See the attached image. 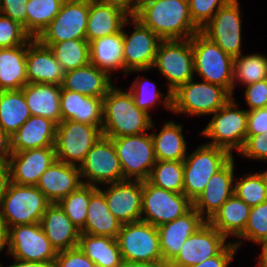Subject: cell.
Wrapping results in <instances>:
<instances>
[{"label": "cell", "instance_id": "cell-1", "mask_svg": "<svg viewBox=\"0 0 267 267\" xmlns=\"http://www.w3.org/2000/svg\"><path fill=\"white\" fill-rule=\"evenodd\" d=\"M132 15L162 40L188 39L201 30L192 21L188 0H154Z\"/></svg>", "mask_w": 267, "mask_h": 267}, {"label": "cell", "instance_id": "cell-2", "mask_svg": "<svg viewBox=\"0 0 267 267\" xmlns=\"http://www.w3.org/2000/svg\"><path fill=\"white\" fill-rule=\"evenodd\" d=\"M155 127L151 115L139 109L130 91L113 85L103 97L102 134L109 139L139 135Z\"/></svg>", "mask_w": 267, "mask_h": 267}, {"label": "cell", "instance_id": "cell-3", "mask_svg": "<svg viewBox=\"0 0 267 267\" xmlns=\"http://www.w3.org/2000/svg\"><path fill=\"white\" fill-rule=\"evenodd\" d=\"M238 106L235 97H232L212 114V119L201 131L203 137L211 140L206 144L225 149L231 155L242 149L246 140L248 111Z\"/></svg>", "mask_w": 267, "mask_h": 267}, {"label": "cell", "instance_id": "cell-4", "mask_svg": "<svg viewBox=\"0 0 267 267\" xmlns=\"http://www.w3.org/2000/svg\"><path fill=\"white\" fill-rule=\"evenodd\" d=\"M190 79L172 93L173 113L188 116L212 115L222 108L233 96L224 87L209 82H194Z\"/></svg>", "mask_w": 267, "mask_h": 267}, {"label": "cell", "instance_id": "cell-5", "mask_svg": "<svg viewBox=\"0 0 267 267\" xmlns=\"http://www.w3.org/2000/svg\"><path fill=\"white\" fill-rule=\"evenodd\" d=\"M194 73L201 80L226 88L233 96L234 58L201 32L192 36Z\"/></svg>", "mask_w": 267, "mask_h": 267}, {"label": "cell", "instance_id": "cell-6", "mask_svg": "<svg viewBox=\"0 0 267 267\" xmlns=\"http://www.w3.org/2000/svg\"><path fill=\"white\" fill-rule=\"evenodd\" d=\"M50 204L36 186L18 185L10 182L0 205V218L8 228L40 223Z\"/></svg>", "mask_w": 267, "mask_h": 267}, {"label": "cell", "instance_id": "cell-7", "mask_svg": "<svg viewBox=\"0 0 267 267\" xmlns=\"http://www.w3.org/2000/svg\"><path fill=\"white\" fill-rule=\"evenodd\" d=\"M159 70L173 93L195 76L192 37L188 39L161 40L152 70Z\"/></svg>", "mask_w": 267, "mask_h": 267}, {"label": "cell", "instance_id": "cell-8", "mask_svg": "<svg viewBox=\"0 0 267 267\" xmlns=\"http://www.w3.org/2000/svg\"><path fill=\"white\" fill-rule=\"evenodd\" d=\"M232 157L225 149L200 144L183 161V193L193 202L205 189L209 179Z\"/></svg>", "mask_w": 267, "mask_h": 267}, {"label": "cell", "instance_id": "cell-9", "mask_svg": "<svg viewBox=\"0 0 267 267\" xmlns=\"http://www.w3.org/2000/svg\"><path fill=\"white\" fill-rule=\"evenodd\" d=\"M116 240L124 263L163 262L159 233L150 223L122 224Z\"/></svg>", "mask_w": 267, "mask_h": 267}, {"label": "cell", "instance_id": "cell-10", "mask_svg": "<svg viewBox=\"0 0 267 267\" xmlns=\"http://www.w3.org/2000/svg\"><path fill=\"white\" fill-rule=\"evenodd\" d=\"M102 136V126L72 120L61 121L57 124L54 144L57 160L79 167Z\"/></svg>", "mask_w": 267, "mask_h": 267}, {"label": "cell", "instance_id": "cell-11", "mask_svg": "<svg viewBox=\"0 0 267 267\" xmlns=\"http://www.w3.org/2000/svg\"><path fill=\"white\" fill-rule=\"evenodd\" d=\"M125 180L146 181L156 163L151 133L111 138Z\"/></svg>", "mask_w": 267, "mask_h": 267}, {"label": "cell", "instance_id": "cell-12", "mask_svg": "<svg viewBox=\"0 0 267 267\" xmlns=\"http://www.w3.org/2000/svg\"><path fill=\"white\" fill-rule=\"evenodd\" d=\"M132 23V33L126 31L125 26ZM125 30V31H124ZM123 67L129 75L152 70L160 39L151 29L144 26L131 15L123 25Z\"/></svg>", "mask_w": 267, "mask_h": 267}, {"label": "cell", "instance_id": "cell-13", "mask_svg": "<svg viewBox=\"0 0 267 267\" xmlns=\"http://www.w3.org/2000/svg\"><path fill=\"white\" fill-rule=\"evenodd\" d=\"M193 208L184 193H175L143 181L141 221L161 226L182 217Z\"/></svg>", "mask_w": 267, "mask_h": 267}, {"label": "cell", "instance_id": "cell-14", "mask_svg": "<svg viewBox=\"0 0 267 267\" xmlns=\"http://www.w3.org/2000/svg\"><path fill=\"white\" fill-rule=\"evenodd\" d=\"M82 183L100 187L125 180L113 141L102 136L78 167Z\"/></svg>", "mask_w": 267, "mask_h": 267}, {"label": "cell", "instance_id": "cell-15", "mask_svg": "<svg viewBox=\"0 0 267 267\" xmlns=\"http://www.w3.org/2000/svg\"><path fill=\"white\" fill-rule=\"evenodd\" d=\"M89 0H64L59 13L36 38L43 45L86 39Z\"/></svg>", "mask_w": 267, "mask_h": 267}, {"label": "cell", "instance_id": "cell-16", "mask_svg": "<svg viewBox=\"0 0 267 267\" xmlns=\"http://www.w3.org/2000/svg\"><path fill=\"white\" fill-rule=\"evenodd\" d=\"M239 2V0H232L222 6L200 30L233 58L242 54V13Z\"/></svg>", "mask_w": 267, "mask_h": 267}, {"label": "cell", "instance_id": "cell-17", "mask_svg": "<svg viewBox=\"0 0 267 267\" xmlns=\"http://www.w3.org/2000/svg\"><path fill=\"white\" fill-rule=\"evenodd\" d=\"M56 249L40 223L9 228V255L24 261H55Z\"/></svg>", "mask_w": 267, "mask_h": 267}, {"label": "cell", "instance_id": "cell-18", "mask_svg": "<svg viewBox=\"0 0 267 267\" xmlns=\"http://www.w3.org/2000/svg\"><path fill=\"white\" fill-rule=\"evenodd\" d=\"M229 242L208 221L192 233L168 267H189L217 255Z\"/></svg>", "mask_w": 267, "mask_h": 267}, {"label": "cell", "instance_id": "cell-19", "mask_svg": "<svg viewBox=\"0 0 267 267\" xmlns=\"http://www.w3.org/2000/svg\"><path fill=\"white\" fill-rule=\"evenodd\" d=\"M104 187L98 188L104 193L109 210L122 224L141 221L143 181L123 180Z\"/></svg>", "mask_w": 267, "mask_h": 267}, {"label": "cell", "instance_id": "cell-20", "mask_svg": "<svg viewBox=\"0 0 267 267\" xmlns=\"http://www.w3.org/2000/svg\"><path fill=\"white\" fill-rule=\"evenodd\" d=\"M234 156L208 181L205 189L193 201V208L209 221L228 198L234 195Z\"/></svg>", "mask_w": 267, "mask_h": 267}, {"label": "cell", "instance_id": "cell-21", "mask_svg": "<svg viewBox=\"0 0 267 267\" xmlns=\"http://www.w3.org/2000/svg\"><path fill=\"white\" fill-rule=\"evenodd\" d=\"M56 160L54 146L13 152L8 163L11 182L36 186L40 176Z\"/></svg>", "mask_w": 267, "mask_h": 267}, {"label": "cell", "instance_id": "cell-22", "mask_svg": "<svg viewBox=\"0 0 267 267\" xmlns=\"http://www.w3.org/2000/svg\"><path fill=\"white\" fill-rule=\"evenodd\" d=\"M131 15V11L121 4L89 0L86 40L91 42L119 33Z\"/></svg>", "mask_w": 267, "mask_h": 267}, {"label": "cell", "instance_id": "cell-23", "mask_svg": "<svg viewBox=\"0 0 267 267\" xmlns=\"http://www.w3.org/2000/svg\"><path fill=\"white\" fill-rule=\"evenodd\" d=\"M26 72L28 83L61 85L64 76L51 49L32 37L27 41Z\"/></svg>", "mask_w": 267, "mask_h": 267}, {"label": "cell", "instance_id": "cell-24", "mask_svg": "<svg viewBox=\"0 0 267 267\" xmlns=\"http://www.w3.org/2000/svg\"><path fill=\"white\" fill-rule=\"evenodd\" d=\"M206 220L192 208L182 217L157 227L163 262L169 264L179 253L187 238Z\"/></svg>", "mask_w": 267, "mask_h": 267}, {"label": "cell", "instance_id": "cell-25", "mask_svg": "<svg viewBox=\"0 0 267 267\" xmlns=\"http://www.w3.org/2000/svg\"><path fill=\"white\" fill-rule=\"evenodd\" d=\"M82 184L80 170L77 166L56 160L40 176L36 187L50 203H58Z\"/></svg>", "mask_w": 267, "mask_h": 267}, {"label": "cell", "instance_id": "cell-26", "mask_svg": "<svg viewBox=\"0 0 267 267\" xmlns=\"http://www.w3.org/2000/svg\"><path fill=\"white\" fill-rule=\"evenodd\" d=\"M112 77L95 65H88L64 73L61 87L88 97L103 98L114 85Z\"/></svg>", "mask_w": 267, "mask_h": 267}, {"label": "cell", "instance_id": "cell-27", "mask_svg": "<svg viewBox=\"0 0 267 267\" xmlns=\"http://www.w3.org/2000/svg\"><path fill=\"white\" fill-rule=\"evenodd\" d=\"M40 224L57 252L78 247L81 231L57 203L47 207Z\"/></svg>", "mask_w": 267, "mask_h": 267}, {"label": "cell", "instance_id": "cell-28", "mask_svg": "<svg viewBox=\"0 0 267 267\" xmlns=\"http://www.w3.org/2000/svg\"><path fill=\"white\" fill-rule=\"evenodd\" d=\"M60 108L62 121L72 120L94 126H102L103 98L88 97L62 88Z\"/></svg>", "mask_w": 267, "mask_h": 267}, {"label": "cell", "instance_id": "cell-29", "mask_svg": "<svg viewBox=\"0 0 267 267\" xmlns=\"http://www.w3.org/2000/svg\"><path fill=\"white\" fill-rule=\"evenodd\" d=\"M57 123L41 116L30 118L11 137L12 152L54 146Z\"/></svg>", "mask_w": 267, "mask_h": 267}, {"label": "cell", "instance_id": "cell-30", "mask_svg": "<svg viewBox=\"0 0 267 267\" xmlns=\"http://www.w3.org/2000/svg\"><path fill=\"white\" fill-rule=\"evenodd\" d=\"M61 89V85L27 83L22 91L30 114L49 118L59 124L62 121Z\"/></svg>", "mask_w": 267, "mask_h": 267}, {"label": "cell", "instance_id": "cell-31", "mask_svg": "<svg viewBox=\"0 0 267 267\" xmlns=\"http://www.w3.org/2000/svg\"><path fill=\"white\" fill-rule=\"evenodd\" d=\"M122 223L109 210L104 193L91 186V197L87 209V218L81 233L116 238Z\"/></svg>", "mask_w": 267, "mask_h": 267}, {"label": "cell", "instance_id": "cell-32", "mask_svg": "<svg viewBox=\"0 0 267 267\" xmlns=\"http://www.w3.org/2000/svg\"><path fill=\"white\" fill-rule=\"evenodd\" d=\"M123 43L122 30L89 42L90 63L106 71L111 77L112 72L120 70L127 76L123 67Z\"/></svg>", "mask_w": 267, "mask_h": 267}, {"label": "cell", "instance_id": "cell-33", "mask_svg": "<svg viewBox=\"0 0 267 267\" xmlns=\"http://www.w3.org/2000/svg\"><path fill=\"white\" fill-rule=\"evenodd\" d=\"M251 207L235 194L208 221L226 239L239 237L246 228Z\"/></svg>", "mask_w": 267, "mask_h": 267}, {"label": "cell", "instance_id": "cell-34", "mask_svg": "<svg viewBox=\"0 0 267 267\" xmlns=\"http://www.w3.org/2000/svg\"><path fill=\"white\" fill-rule=\"evenodd\" d=\"M27 42L16 47L0 48V91L19 90L27 83Z\"/></svg>", "mask_w": 267, "mask_h": 267}, {"label": "cell", "instance_id": "cell-35", "mask_svg": "<svg viewBox=\"0 0 267 267\" xmlns=\"http://www.w3.org/2000/svg\"><path fill=\"white\" fill-rule=\"evenodd\" d=\"M183 125L171 120L165 122L159 133L151 132L156 160L184 161L188 144L183 135Z\"/></svg>", "mask_w": 267, "mask_h": 267}, {"label": "cell", "instance_id": "cell-36", "mask_svg": "<svg viewBox=\"0 0 267 267\" xmlns=\"http://www.w3.org/2000/svg\"><path fill=\"white\" fill-rule=\"evenodd\" d=\"M78 247L97 267H123L116 238L81 233Z\"/></svg>", "mask_w": 267, "mask_h": 267}, {"label": "cell", "instance_id": "cell-37", "mask_svg": "<svg viewBox=\"0 0 267 267\" xmlns=\"http://www.w3.org/2000/svg\"><path fill=\"white\" fill-rule=\"evenodd\" d=\"M30 116L22 89L0 91V126L10 137Z\"/></svg>", "mask_w": 267, "mask_h": 267}, {"label": "cell", "instance_id": "cell-38", "mask_svg": "<svg viewBox=\"0 0 267 267\" xmlns=\"http://www.w3.org/2000/svg\"><path fill=\"white\" fill-rule=\"evenodd\" d=\"M129 91L133 96L135 105L146 111L150 115V111L157 108L159 103H162L166 110L172 111V93L167 90L166 95L162 94L155 81H151L145 76L137 78L129 87Z\"/></svg>", "mask_w": 267, "mask_h": 267}, {"label": "cell", "instance_id": "cell-39", "mask_svg": "<svg viewBox=\"0 0 267 267\" xmlns=\"http://www.w3.org/2000/svg\"><path fill=\"white\" fill-rule=\"evenodd\" d=\"M267 79V56L259 53L241 54L233 63V96L236 84L246 86Z\"/></svg>", "mask_w": 267, "mask_h": 267}, {"label": "cell", "instance_id": "cell-40", "mask_svg": "<svg viewBox=\"0 0 267 267\" xmlns=\"http://www.w3.org/2000/svg\"><path fill=\"white\" fill-rule=\"evenodd\" d=\"M65 72L90 63L89 42L86 39H71L49 46Z\"/></svg>", "mask_w": 267, "mask_h": 267}, {"label": "cell", "instance_id": "cell-41", "mask_svg": "<svg viewBox=\"0 0 267 267\" xmlns=\"http://www.w3.org/2000/svg\"><path fill=\"white\" fill-rule=\"evenodd\" d=\"M64 0H28L26 32L37 38L59 13Z\"/></svg>", "mask_w": 267, "mask_h": 267}, {"label": "cell", "instance_id": "cell-42", "mask_svg": "<svg viewBox=\"0 0 267 267\" xmlns=\"http://www.w3.org/2000/svg\"><path fill=\"white\" fill-rule=\"evenodd\" d=\"M234 194L250 207L267 200V170L235 177Z\"/></svg>", "mask_w": 267, "mask_h": 267}, {"label": "cell", "instance_id": "cell-43", "mask_svg": "<svg viewBox=\"0 0 267 267\" xmlns=\"http://www.w3.org/2000/svg\"><path fill=\"white\" fill-rule=\"evenodd\" d=\"M183 161H159L153 166L147 181L162 189L183 193Z\"/></svg>", "mask_w": 267, "mask_h": 267}, {"label": "cell", "instance_id": "cell-44", "mask_svg": "<svg viewBox=\"0 0 267 267\" xmlns=\"http://www.w3.org/2000/svg\"><path fill=\"white\" fill-rule=\"evenodd\" d=\"M90 197L91 185L82 184L57 203L79 230L85 225Z\"/></svg>", "mask_w": 267, "mask_h": 267}, {"label": "cell", "instance_id": "cell-45", "mask_svg": "<svg viewBox=\"0 0 267 267\" xmlns=\"http://www.w3.org/2000/svg\"><path fill=\"white\" fill-rule=\"evenodd\" d=\"M246 240L255 244L267 240V200L251 207L246 228L238 240L233 243L240 249Z\"/></svg>", "mask_w": 267, "mask_h": 267}, {"label": "cell", "instance_id": "cell-46", "mask_svg": "<svg viewBox=\"0 0 267 267\" xmlns=\"http://www.w3.org/2000/svg\"><path fill=\"white\" fill-rule=\"evenodd\" d=\"M30 38L23 26L0 14V48L24 45Z\"/></svg>", "mask_w": 267, "mask_h": 267}, {"label": "cell", "instance_id": "cell-47", "mask_svg": "<svg viewBox=\"0 0 267 267\" xmlns=\"http://www.w3.org/2000/svg\"><path fill=\"white\" fill-rule=\"evenodd\" d=\"M192 21L201 29L216 12L232 0H188Z\"/></svg>", "mask_w": 267, "mask_h": 267}, {"label": "cell", "instance_id": "cell-48", "mask_svg": "<svg viewBox=\"0 0 267 267\" xmlns=\"http://www.w3.org/2000/svg\"><path fill=\"white\" fill-rule=\"evenodd\" d=\"M238 154L244 159L267 162V134L246 135L244 145Z\"/></svg>", "mask_w": 267, "mask_h": 267}, {"label": "cell", "instance_id": "cell-49", "mask_svg": "<svg viewBox=\"0 0 267 267\" xmlns=\"http://www.w3.org/2000/svg\"><path fill=\"white\" fill-rule=\"evenodd\" d=\"M54 267H97L79 247L62 250L57 253Z\"/></svg>", "mask_w": 267, "mask_h": 267}, {"label": "cell", "instance_id": "cell-50", "mask_svg": "<svg viewBox=\"0 0 267 267\" xmlns=\"http://www.w3.org/2000/svg\"><path fill=\"white\" fill-rule=\"evenodd\" d=\"M245 101L247 103V111L256 110L267 107V79L244 86Z\"/></svg>", "mask_w": 267, "mask_h": 267}, {"label": "cell", "instance_id": "cell-51", "mask_svg": "<svg viewBox=\"0 0 267 267\" xmlns=\"http://www.w3.org/2000/svg\"><path fill=\"white\" fill-rule=\"evenodd\" d=\"M28 0H0L1 14L11 18L24 27L26 31V15Z\"/></svg>", "mask_w": 267, "mask_h": 267}, {"label": "cell", "instance_id": "cell-52", "mask_svg": "<svg viewBox=\"0 0 267 267\" xmlns=\"http://www.w3.org/2000/svg\"><path fill=\"white\" fill-rule=\"evenodd\" d=\"M238 250L237 246L229 241L217 255L189 267H229Z\"/></svg>", "mask_w": 267, "mask_h": 267}, {"label": "cell", "instance_id": "cell-53", "mask_svg": "<svg viewBox=\"0 0 267 267\" xmlns=\"http://www.w3.org/2000/svg\"><path fill=\"white\" fill-rule=\"evenodd\" d=\"M267 134V107L248 111L246 135Z\"/></svg>", "mask_w": 267, "mask_h": 267}, {"label": "cell", "instance_id": "cell-54", "mask_svg": "<svg viewBox=\"0 0 267 267\" xmlns=\"http://www.w3.org/2000/svg\"><path fill=\"white\" fill-rule=\"evenodd\" d=\"M12 153L11 137L0 126V163L8 164Z\"/></svg>", "mask_w": 267, "mask_h": 267}, {"label": "cell", "instance_id": "cell-55", "mask_svg": "<svg viewBox=\"0 0 267 267\" xmlns=\"http://www.w3.org/2000/svg\"><path fill=\"white\" fill-rule=\"evenodd\" d=\"M10 182L11 178L9 165L0 163V205L3 197L6 195Z\"/></svg>", "mask_w": 267, "mask_h": 267}, {"label": "cell", "instance_id": "cell-56", "mask_svg": "<svg viewBox=\"0 0 267 267\" xmlns=\"http://www.w3.org/2000/svg\"><path fill=\"white\" fill-rule=\"evenodd\" d=\"M13 264L6 267H54V261H24L14 258Z\"/></svg>", "mask_w": 267, "mask_h": 267}, {"label": "cell", "instance_id": "cell-57", "mask_svg": "<svg viewBox=\"0 0 267 267\" xmlns=\"http://www.w3.org/2000/svg\"><path fill=\"white\" fill-rule=\"evenodd\" d=\"M6 248V254L9 256V228L0 218V253ZM4 265L0 263V267Z\"/></svg>", "mask_w": 267, "mask_h": 267}, {"label": "cell", "instance_id": "cell-58", "mask_svg": "<svg viewBox=\"0 0 267 267\" xmlns=\"http://www.w3.org/2000/svg\"><path fill=\"white\" fill-rule=\"evenodd\" d=\"M257 245L261 246L262 250L260 251L259 260H257V267H267V240L259 242Z\"/></svg>", "mask_w": 267, "mask_h": 267}, {"label": "cell", "instance_id": "cell-59", "mask_svg": "<svg viewBox=\"0 0 267 267\" xmlns=\"http://www.w3.org/2000/svg\"><path fill=\"white\" fill-rule=\"evenodd\" d=\"M123 267H168L164 262L124 263Z\"/></svg>", "mask_w": 267, "mask_h": 267}, {"label": "cell", "instance_id": "cell-60", "mask_svg": "<svg viewBox=\"0 0 267 267\" xmlns=\"http://www.w3.org/2000/svg\"><path fill=\"white\" fill-rule=\"evenodd\" d=\"M154 0H130V11L133 13L140 5Z\"/></svg>", "mask_w": 267, "mask_h": 267}, {"label": "cell", "instance_id": "cell-61", "mask_svg": "<svg viewBox=\"0 0 267 267\" xmlns=\"http://www.w3.org/2000/svg\"><path fill=\"white\" fill-rule=\"evenodd\" d=\"M98 2H114L123 5L130 10V0H93Z\"/></svg>", "mask_w": 267, "mask_h": 267}]
</instances>
